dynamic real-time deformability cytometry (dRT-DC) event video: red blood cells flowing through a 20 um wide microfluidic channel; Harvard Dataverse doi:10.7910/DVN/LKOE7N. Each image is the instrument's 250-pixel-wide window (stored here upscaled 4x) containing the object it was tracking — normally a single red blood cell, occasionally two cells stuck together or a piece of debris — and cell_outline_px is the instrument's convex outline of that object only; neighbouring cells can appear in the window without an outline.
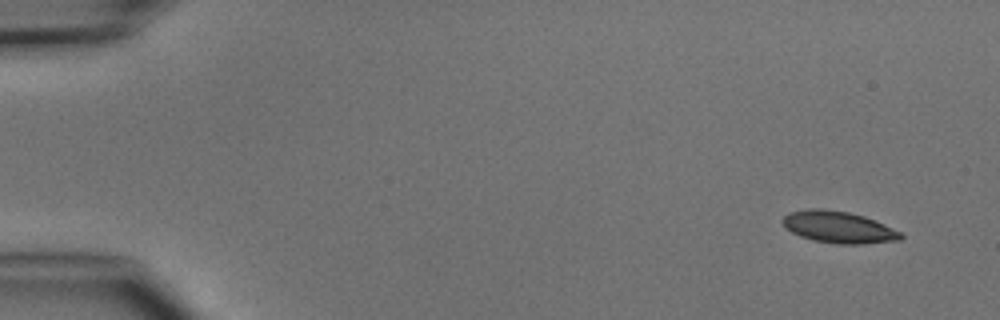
{"species": "common noctule bat (a hibernating species)", "species_latin": "Nyctalus noctula", "temperature_condition": "cold", "stored_images_in_passage": 5, "camera_frame_rate_fps": 3000, "um_per_image_px": 0.085, "animal": {"sex": "male", "body_mass_g": 15.6}, "frame": {"image": 1, "passage_image": 5, "time_ms": 4.667, "image_size_px": [1000, 320], "cell_outline_px": [[904, 236], [900, 240], [860, 244], [836, 244], [812, 240], [800, 236], [784, 228], [780, 220], [788, 212], [808, 208], [820, 208], [848, 212], [864, 216], [884, 224], [900, 232]], "centroid_in_image_um": [71.22, 19.3], "position_along_channel_um": 13.8, "area_um2": 22.02}}